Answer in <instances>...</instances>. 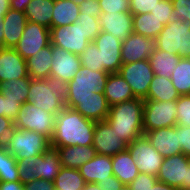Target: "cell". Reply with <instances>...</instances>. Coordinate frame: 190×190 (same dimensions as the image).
<instances>
[{"mask_svg": "<svg viewBox=\"0 0 190 190\" xmlns=\"http://www.w3.org/2000/svg\"><path fill=\"white\" fill-rule=\"evenodd\" d=\"M96 121L65 107L55 119L51 147L92 146Z\"/></svg>", "mask_w": 190, "mask_h": 190, "instance_id": "6da1fadb", "label": "cell"}, {"mask_svg": "<svg viewBox=\"0 0 190 190\" xmlns=\"http://www.w3.org/2000/svg\"><path fill=\"white\" fill-rule=\"evenodd\" d=\"M143 108L144 100L140 98L110 106L109 114L105 120L127 145L144 135Z\"/></svg>", "mask_w": 190, "mask_h": 190, "instance_id": "7a4b0ae2", "label": "cell"}, {"mask_svg": "<svg viewBox=\"0 0 190 190\" xmlns=\"http://www.w3.org/2000/svg\"><path fill=\"white\" fill-rule=\"evenodd\" d=\"M67 83L58 77L32 79L27 96V103L57 115L65 108Z\"/></svg>", "mask_w": 190, "mask_h": 190, "instance_id": "3957f363", "label": "cell"}, {"mask_svg": "<svg viewBox=\"0 0 190 190\" xmlns=\"http://www.w3.org/2000/svg\"><path fill=\"white\" fill-rule=\"evenodd\" d=\"M109 73L93 71L81 66L74 78L67 83L65 99H85L95 93H104Z\"/></svg>", "mask_w": 190, "mask_h": 190, "instance_id": "277c9868", "label": "cell"}, {"mask_svg": "<svg viewBox=\"0 0 190 190\" xmlns=\"http://www.w3.org/2000/svg\"><path fill=\"white\" fill-rule=\"evenodd\" d=\"M155 47L181 58L187 57L190 54V24L181 20L168 23L155 39Z\"/></svg>", "mask_w": 190, "mask_h": 190, "instance_id": "5b68a950", "label": "cell"}, {"mask_svg": "<svg viewBox=\"0 0 190 190\" xmlns=\"http://www.w3.org/2000/svg\"><path fill=\"white\" fill-rule=\"evenodd\" d=\"M51 147V140L40 133L25 129H16L6 148L16 160L29 156L42 155Z\"/></svg>", "mask_w": 190, "mask_h": 190, "instance_id": "8992f818", "label": "cell"}, {"mask_svg": "<svg viewBox=\"0 0 190 190\" xmlns=\"http://www.w3.org/2000/svg\"><path fill=\"white\" fill-rule=\"evenodd\" d=\"M176 101L144 99V133L159 128L174 127L177 124Z\"/></svg>", "mask_w": 190, "mask_h": 190, "instance_id": "52a82bcc", "label": "cell"}, {"mask_svg": "<svg viewBox=\"0 0 190 190\" xmlns=\"http://www.w3.org/2000/svg\"><path fill=\"white\" fill-rule=\"evenodd\" d=\"M159 182L178 190H190V160L183 153L164 158L157 174Z\"/></svg>", "mask_w": 190, "mask_h": 190, "instance_id": "ba28073f", "label": "cell"}, {"mask_svg": "<svg viewBox=\"0 0 190 190\" xmlns=\"http://www.w3.org/2000/svg\"><path fill=\"white\" fill-rule=\"evenodd\" d=\"M55 119L56 115L26 102L19 111L14 124L17 129L35 131L47 136L51 140Z\"/></svg>", "mask_w": 190, "mask_h": 190, "instance_id": "9c48e42d", "label": "cell"}, {"mask_svg": "<svg viewBox=\"0 0 190 190\" xmlns=\"http://www.w3.org/2000/svg\"><path fill=\"white\" fill-rule=\"evenodd\" d=\"M127 150L133 157L139 172L157 176L164 157L150 144L145 135L134 139Z\"/></svg>", "mask_w": 190, "mask_h": 190, "instance_id": "30bf717a", "label": "cell"}, {"mask_svg": "<svg viewBox=\"0 0 190 190\" xmlns=\"http://www.w3.org/2000/svg\"><path fill=\"white\" fill-rule=\"evenodd\" d=\"M118 73L131 86L135 98L144 100L147 97L150 83L155 76L148 59L123 63Z\"/></svg>", "mask_w": 190, "mask_h": 190, "instance_id": "8fae6325", "label": "cell"}, {"mask_svg": "<svg viewBox=\"0 0 190 190\" xmlns=\"http://www.w3.org/2000/svg\"><path fill=\"white\" fill-rule=\"evenodd\" d=\"M50 39L52 45L77 55H80L89 44L85 30L78 21L67 26L52 27Z\"/></svg>", "mask_w": 190, "mask_h": 190, "instance_id": "7c38bea8", "label": "cell"}, {"mask_svg": "<svg viewBox=\"0 0 190 190\" xmlns=\"http://www.w3.org/2000/svg\"><path fill=\"white\" fill-rule=\"evenodd\" d=\"M50 44V29L27 21L23 34L14 49L26 60Z\"/></svg>", "mask_w": 190, "mask_h": 190, "instance_id": "4fadbf2b", "label": "cell"}, {"mask_svg": "<svg viewBox=\"0 0 190 190\" xmlns=\"http://www.w3.org/2000/svg\"><path fill=\"white\" fill-rule=\"evenodd\" d=\"M127 146L106 120L96 121L92 145L96 154L114 156L127 150Z\"/></svg>", "mask_w": 190, "mask_h": 190, "instance_id": "5bb4252c", "label": "cell"}, {"mask_svg": "<svg viewBox=\"0 0 190 190\" xmlns=\"http://www.w3.org/2000/svg\"><path fill=\"white\" fill-rule=\"evenodd\" d=\"M98 49H100L101 64L103 71L112 74L119 72L121 67V47L122 40L110 33L101 31L93 41Z\"/></svg>", "mask_w": 190, "mask_h": 190, "instance_id": "9a60e30c", "label": "cell"}, {"mask_svg": "<svg viewBox=\"0 0 190 190\" xmlns=\"http://www.w3.org/2000/svg\"><path fill=\"white\" fill-rule=\"evenodd\" d=\"M65 107L72 108L85 118L93 121H104L110 105L104 93H95L85 99H65Z\"/></svg>", "mask_w": 190, "mask_h": 190, "instance_id": "2e32d148", "label": "cell"}, {"mask_svg": "<svg viewBox=\"0 0 190 190\" xmlns=\"http://www.w3.org/2000/svg\"><path fill=\"white\" fill-rule=\"evenodd\" d=\"M52 67L50 76L58 77L68 83L81 68L79 55L52 45Z\"/></svg>", "mask_w": 190, "mask_h": 190, "instance_id": "e0dca14e", "label": "cell"}, {"mask_svg": "<svg viewBox=\"0 0 190 190\" xmlns=\"http://www.w3.org/2000/svg\"><path fill=\"white\" fill-rule=\"evenodd\" d=\"M154 49V39L133 32L123 40L121 47L122 63H132L149 59Z\"/></svg>", "mask_w": 190, "mask_h": 190, "instance_id": "ac0fdd59", "label": "cell"}, {"mask_svg": "<svg viewBox=\"0 0 190 190\" xmlns=\"http://www.w3.org/2000/svg\"><path fill=\"white\" fill-rule=\"evenodd\" d=\"M144 135L164 158L182 153L179 144V132L175 126L147 131Z\"/></svg>", "mask_w": 190, "mask_h": 190, "instance_id": "d6986e66", "label": "cell"}, {"mask_svg": "<svg viewBox=\"0 0 190 190\" xmlns=\"http://www.w3.org/2000/svg\"><path fill=\"white\" fill-rule=\"evenodd\" d=\"M30 77L26 60L14 48L0 50V82Z\"/></svg>", "mask_w": 190, "mask_h": 190, "instance_id": "ffe728a7", "label": "cell"}, {"mask_svg": "<svg viewBox=\"0 0 190 190\" xmlns=\"http://www.w3.org/2000/svg\"><path fill=\"white\" fill-rule=\"evenodd\" d=\"M99 19L102 31L119 40L123 41L133 33V15L130 12L101 13Z\"/></svg>", "mask_w": 190, "mask_h": 190, "instance_id": "44dd1931", "label": "cell"}, {"mask_svg": "<svg viewBox=\"0 0 190 190\" xmlns=\"http://www.w3.org/2000/svg\"><path fill=\"white\" fill-rule=\"evenodd\" d=\"M86 183H98L114 176L112 156L96 154L95 157L78 168Z\"/></svg>", "mask_w": 190, "mask_h": 190, "instance_id": "7402d4cb", "label": "cell"}, {"mask_svg": "<svg viewBox=\"0 0 190 190\" xmlns=\"http://www.w3.org/2000/svg\"><path fill=\"white\" fill-rule=\"evenodd\" d=\"M27 21L24 12L9 9L3 19L4 48H14L17 45Z\"/></svg>", "mask_w": 190, "mask_h": 190, "instance_id": "603a6c76", "label": "cell"}, {"mask_svg": "<svg viewBox=\"0 0 190 190\" xmlns=\"http://www.w3.org/2000/svg\"><path fill=\"white\" fill-rule=\"evenodd\" d=\"M56 148L61 166L67 168H80L84 163L92 160L96 151L92 146H65Z\"/></svg>", "mask_w": 190, "mask_h": 190, "instance_id": "cb8c5ba5", "label": "cell"}, {"mask_svg": "<svg viewBox=\"0 0 190 190\" xmlns=\"http://www.w3.org/2000/svg\"><path fill=\"white\" fill-rule=\"evenodd\" d=\"M104 95L110 106L135 98L131 86L118 72L109 74Z\"/></svg>", "mask_w": 190, "mask_h": 190, "instance_id": "d4e9b609", "label": "cell"}, {"mask_svg": "<svg viewBox=\"0 0 190 190\" xmlns=\"http://www.w3.org/2000/svg\"><path fill=\"white\" fill-rule=\"evenodd\" d=\"M113 175L124 185H129L140 173L128 150L112 156Z\"/></svg>", "mask_w": 190, "mask_h": 190, "instance_id": "484cf974", "label": "cell"}, {"mask_svg": "<svg viewBox=\"0 0 190 190\" xmlns=\"http://www.w3.org/2000/svg\"><path fill=\"white\" fill-rule=\"evenodd\" d=\"M28 75L32 79H47L52 67V44L26 59Z\"/></svg>", "mask_w": 190, "mask_h": 190, "instance_id": "4316f807", "label": "cell"}, {"mask_svg": "<svg viewBox=\"0 0 190 190\" xmlns=\"http://www.w3.org/2000/svg\"><path fill=\"white\" fill-rule=\"evenodd\" d=\"M61 162L56 148L50 147L36 160V178L54 182L61 169Z\"/></svg>", "mask_w": 190, "mask_h": 190, "instance_id": "83f0119b", "label": "cell"}, {"mask_svg": "<svg viewBox=\"0 0 190 190\" xmlns=\"http://www.w3.org/2000/svg\"><path fill=\"white\" fill-rule=\"evenodd\" d=\"M180 59L181 57L177 54L165 52L155 47L148 60L155 75L171 78L172 70L177 67Z\"/></svg>", "mask_w": 190, "mask_h": 190, "instance_id": "f1b7e54d", "label": "cell"}, {"mask_svg": "<svg viewBox=\"0 0 190 190\" xmlns=\"http://www.w3.org/2000/svg\"><path fill=\"white\" fill-rule=\"evenodd\" d=\"M54 0H32L24 11L27 20L51 29Z\"/></svg>", "mask_w": 190, "mask_h": 190, "instance_id": "f546056e", "label": "cell"}, {"mask_svg": "<svg viewBox=\"0 0 190 190\" xmlns=\"http://www.w3.org/2000/svg\"><path fill=\"white\" fill-rule=\"evenodd\" d=\"M79 9L71 0H54L51 28L75 23L79 18Z\"/></svg>", "mask_w": 190, "mask_h": 190, "instance_id": "4dcf8cb0", "label": "cell"}, {"mask_svg": "<svg viewBox=\"0 0 190 190\" xmlns=\"http://www.w3.org/2000/svg\"><path fill=\"white\" fill-rule=\"evenodd\" d=\"M179 96L170 78L155 75L150 83L148 95L145 99L176 101Z\"/></svg>", "mask_w": 190, "mask_h": 190, "instance_id": "1f68e13d", "label": "cell"}, {"mask_svg": "<svg viewBox=\"0 0 190 190\" xmlns=\"http://www.w3.org/2000/svg\"><path fill=\"white\" fill-rule=\"evenodd\" d=\"M164 26L152 13L133 15V32L136 34L155 40Z\"/></svg>", "mask_w": 190, "mask_h": 190, "instance_id": "d6a6232c", "label": "cell"}, {"mask_svg": "<svg viewBox=\"0 0 190 190\" xmlns=\"http://www.w3.org/2000/svg\"><path fill=\"white\" fill-rule=\"evenodd\" d=\"M30 81L31 77L2 81L0 82V92L4 97L19 101L24 105L27 102Z\"/></svg>", "mask_w": 190, "mask_h": 190, "instance_id": "836d02e7", "label": "cell"}, {"mask_svg": "<svg viewBox=\"0 0 190 190\" xmlns=\"http://www.w3.org/2000/svg\"><path fill=\"white\" fill-rule=\"evenodd\" d=\"M85 180L78 169L61 167L54 180L56 190H83Z\"/></svg>", "mask_w": 190, "mask_h": 190, "instance_id": "e575fe53", "label": "cell"}, {"mask_svg": "<svg viewBox=\"0 0 190 190\" xmlns=\"http://www.w3.org/2000/svg\"><path fill=\"white\" fill-rule=\"evenodd\" d=\"M172 84L180 96L190 94V59L181 58L177 67L172 70Z\"/></svg>", "mask_w": 190, "mask_h": 190, "instance_id": "d590c367", "label": "cell"}, {"mask_svg": "<svg viewBox=\"0 0 190 190\" xmlns=\"http://www.w3.org/2000/svg\"><path fill=\"white\" fill-rule=\"evenodd\" d=\"M0 182H19L17 161L6 148H0Z\"/></svg>", "mask_w": 190, "mask_h": 190, "instance_id": "8d00e7d4", "label": "cell"}, {"mask_svg": "<svg viewBox=\"0 0 190 190\" xmlns=\"http://www.w3.org/2000/svg\"><path fill=\"white\" fill-rule=\"evenodd\" d=\"M81 66L87 67L93 71H103L101 64L100 49L94 42H89L85 50L79 55Z\"/></svg>", "mask_w": 190, "mask_h": 190, "instance_id": "74e56055", "label": "cell"}, {"mask_svg": "<svg viewBox=\"0 0 190 190\" xmlns=\"http://www.w3.org/2000/svg\"><path fill=\"white\" fill-rule=\"evenodd\" d=\"M38 156H29L17 161L19 182L25 184L36 179V160Z\"/></svg>", "mask_w": 190, "mask_h": 190, "instance_id": "f35d334b", "label": "cell"}, {"mask_svg": "<svg viewBox=\"0 0 190 190\" xmlns=\"http://www.w3.org/2000/svg\"><path fill=\"white\" fill-rule=\"evenodd\" d=\"M77 21L85 30L89 42H93L102 31L99 17H94L89 14L86 15L85 13L80 12Z\"/></svg>", "mask_w": 190, "mask_h": 190, "instance_id": "ab89813d", "label": "cell"}, {"mask_svg": "<svg viewBox=\"0 0 190 190\" xmlns=\"http://www.w3.org/2000/svg\"><path fill=\"white\" fill-rule=\"evenodd\" d=\"M173 4L171 0H160L157 6L152 9V13L161 23L167 25L173 21H178L179 18L172 14Z\"/></svg>", "mask_w": 190, "mask_h": 190, "instance_id": "60d3db41", "label": "cell"}, {"mask_svg": "<svg viewBox=\"0 0 190 190\" xmlns=\"http://www.w3.org/2000/svg\"><path fill=\"white\" fill-rule=\"evenodd\" d=\"M177 125L190 126V94L179 96L176 100Z\"/></svg>", "mask_w": 190, "mask_h": 190, "instance_id": "b9f144b4", "label": "cell"}, {"mask_svg": "<svg viewBox=\"0 0 190 190\" xmlns=\"http://www.w3.org/2000/svg\"><path fill=\"white\" fill-rule=\"evenodd\" d=\"M22 107L21 102L8 99L0 92V116H6L14 122Z\"/></svg>", "mask_w": 190, "mask_h": 190, "instance_id": "7bdbcfd3", "label": "cell"}, {"mask_svg": "<svg viewBox=\"0 0 190 190\" xmlns=\"http://www.w3.org/2000/svg\"><path fill=\"white\" fill-rule=\"evenodd\" d=\"M14 122L6 116H0V148H7L16 130Z\"/></svg>", "mask_w": 190, "mask_h": 190, "instance_id": "ee69618b", "label": "cell"}, {"mask_svg": "<svg viewBox=\"0 0 190 190\" xmlns=\"http://www.w3.org/2000/svg\"><path fill=\"white\" fill-rule=\"evenodd\" d=\"M102 13L130 12L129 0H98Z\"/></svg>", "mask_w": 190, "mask_h": 190, "instance_id": "f6af8a7d", "label": "cell"}, {"mask_svg": "<svg viewBox=\"0 0 190 190\" xmlns=\"http://www.w3.org/2000/svg\"><path fill=\"white\" fill-rule=\"evenodd\" d=\"M160 0H129L132 15L150 13Z\"/></svg>", "mask_w": 190, "mask_h": 190, "instance_id": "bcb514c9", "label": "cell"}, {"mask_svg": "<svg viewBox=\"0 0 190 190\" xmlns=\"http://www.w3.org/2000/svg\"><path fill=\"white\" fill-rule=\"evenodd\" d=\"M173 4L172 14L182 22L190 24V0H171Z\"/></svg>", "mask_w": 190, "mask_h": 190, "instance_id": "7dc6e473", "label": "cell"}, {"mask_svg": "<svg viewBox=\"0 0 190 190\" xmlns=\"http://www.w3.org/2000/svg\"><path fill=\"white\" fill-rule=\"evenodd\" d=\"M158 181L156 176L139 173L138 176L128 185L131 190H149Z\"/></svg>", "mask_w": 190, "mask_h": 190, "instance_id": "c3c4849f", "label": "cell"}, {"mask_svg": "<svg viewBox=\"0 0 190 190\" xmlns=\"http://www.w3.org/2000/svg\"><path fill=\"white\" fill-rule=\"evenodd\" d=\"M175 129L179 132V144L182 153L190 157V126L175 125Z\"/></svg>", "mask_w": 190, "mask_h": 190, "instance_id": "681fc988", "label": "cell"}, {"mask_svg": "<svg viewBox=\"0 0 190 190\" xmlns=\"http://www.w3.org/2000/svg\"><path fill=\"white\" fill-rule=\"evenodd\" d=\"M79 11L86 15L100 17L101 8L98 0H85L79 5Z\"/></svg>", "mask_w": 190, "mask_h": 190, "instance_id": "f907efd6", "label": "cell"}, {"mask_svg": "<svg viewBox=\"0 0 190 190\" xmlns=\"http://www.w3.org/2000/svg\"><path fill=\"white\" fill-rule=\"evenodd\" d=\"M25 190H56L54 182L46 181L45 179H34L33 181L24 184Z\"/></svg>", "mask_w": 190, "mask_h": 190, "instance_id": "816d5d0a", "label": "cell"}, {"mask_svg": "<svg viewBox=\"0 0 190 190\" xmlns=\"http://www.w3.org/2000/svg\"><path fill=\"white\" fill-rule=\"evenodd\" d=\"M100 190H120L124 187V184L121 183L115 176L109 177L96 183Z\"/></svg>", "mask_w": 190, "mask_h": 190, "instance_id": "f5cc1de1", "label": "cell"}, {"mask_svg": "<svg viewBox=\"0 0 190 190\" xmlns=\"http://www.w3.org/2000/svg\"><path fill=\"white\" fill-rule=\"evenodd\" d=\"M0 190H25L20 182H0Z\"/></svg>", "mask_w": 190, "mask_h": 190, "instance_id": "db71d44e", "label": "cell"}, {"mask_svg": "<svg viewBox=\"0 0 190 190\" xmlns=\"http://www.w3.org/2000/svg\"><path fill=\"white\" fill-rule=\"evenodd\" d=\"M31 1H32V0H10L11 9L24 12L25 9H26V6H27Z\"/></svg>", "mask_w": 190, "mask_h": 190, "instance_id": "11a10c76", "label": "cell"}, {"mask_svg": "<svg viewBox=\"0 0 190 190\" xmlns=\"http://www.w3.org/2000/svg\"><path fill=\"white\" fill-rule=\"evenodd\" d=\"M11 8L10 0H0V20L4 19L5 14Z\"/></svg>", "mask_w": 190, "mask_h": 190, "instance_id": "9f6ffc18", "label": "cell"}, {"mask_svg": "<svg viewBox=\"0 0 190 190\" xmlns=\"http://www.w3.org/2000/svg\"><path fill=\"white\" fill-rule=\"evenodd\" d=\"M149 190H178V189L166 183L157 181L153 187L149 188Z\"/></svg>", "mask_w": 190, "mask_h": 190, "instance_id": "6f0895ef", "label": "cell"}, {"mask_svg": "<svg viewBox=\"0 0 190 190\" xmlns=\"http://www.w3.org/2000/svg\"><path fill=\"white\" fill-rule=\"evenodd\" d=\"M3 20H0V46L4 47Z\"/></svg>", "mask_w": 190, "mask_h": 190, "instance_id": "680465c9", "label": "cell"}, {"mask_svg": "<svg viewBox=\"0 0 190 190\" xmlns=\"http://www.w3.org/2000/svg\"><path fill=\"white\" fill-rule=\"evenodd\" d=\"M83 190H100L96 183H86Z\"/></svg>", "mask_w": 190, "mask_h": 190, "instance_id": "91938a15", "label": "cell"}, {"mask_svg": "<svg viewBox=\"0 0 190 190\" xmlns=\"http://www.w3.org/2000/svg\"><path fill=\"white\" fill-rule=\"evenodd\" d=\"M71 1L76 3L79 6L85 0H71Z\"/></svg>", "mask_w": 190, "mask_h": 190, "instance_id": "94428289", "label": "cell"}, {"mask_svg": "<svg viewBox=\"0 0 190 190\" xmlns=\"http://www.w3.org/2000/svg\"><path fill=\"white\" fill-rule=\"evenodd\" d=\"M120 190H131L130 187L128 185H124L123 188H121Z\"/></svg>", "mask_w": 190, "mask_h": 190, "instance_id": "6125c7cd", "label": "cell"}]
</instances>
